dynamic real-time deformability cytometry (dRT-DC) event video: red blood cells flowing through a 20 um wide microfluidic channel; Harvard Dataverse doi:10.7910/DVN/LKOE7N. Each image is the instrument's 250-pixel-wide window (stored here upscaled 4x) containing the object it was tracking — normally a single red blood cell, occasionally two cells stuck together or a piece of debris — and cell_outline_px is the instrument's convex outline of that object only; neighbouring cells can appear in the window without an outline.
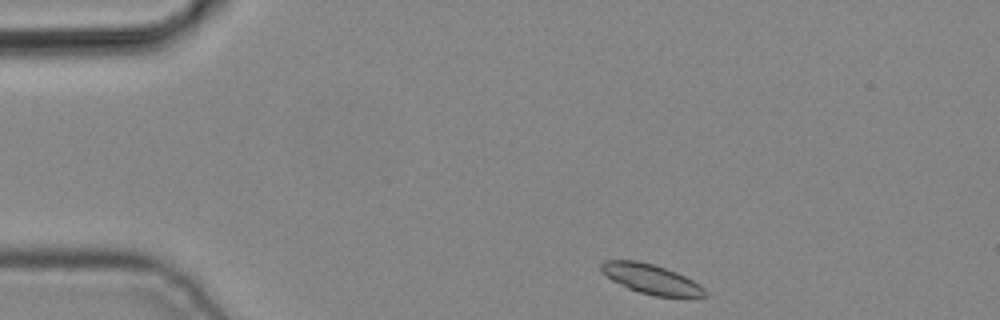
{"species": "common noctule bat (a hibernating species)", "species_latin": "Nyctalus noctula", "temperature_condition": "cold", "stored_images_in_passage": 2, "camera_frame_rate_fps": 3000, "um_per_image_px": 0.085, "animal": {"sex": "male", "body_mass_g": 19.2, "forearm_length_mm": 51.8}, "frame": {"image": 1, "passage_image": 1, "time_ms": 0.0, "image_size_px": [1000, 320], "cell_outline_px": [[708, 296], [692, 300], [688, 300], [656, 296], [640, 292], [628, 288], [612, 280], [600, 272], [600, 264], [604, 260], [636, 260], [652, 264], [676, 272], [700, 284], [708, 292]], "centroid_in_image_um": [55.44, 23.77], "position_along_channel_um": 29.6, "area_um2": 18.61}}